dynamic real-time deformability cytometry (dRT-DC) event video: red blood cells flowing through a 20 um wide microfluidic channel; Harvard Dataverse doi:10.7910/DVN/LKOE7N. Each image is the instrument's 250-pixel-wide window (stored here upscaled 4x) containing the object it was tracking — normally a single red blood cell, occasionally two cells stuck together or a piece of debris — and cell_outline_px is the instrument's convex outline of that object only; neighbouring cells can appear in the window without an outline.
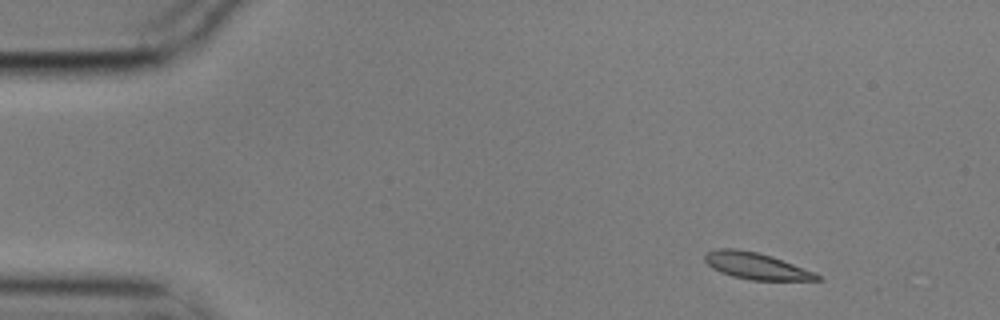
{"species": "common noctule bat (a hibernating species)", "species_latin": "Nyctalus noctula", "temperature_condition": "cold", "stored_images_in_passage": 4, "camera_frame_rate_fps": 3000, "um_per_image_px": 0.085, "animal": {"sex": "male", "body_mass_g": 17.9}, "frame": {"image": 1, "passage_image": 1, "time_ms": 0.0, "image_size_px": [1000, 320], "cell_outline_px": [[824, 280], [752, 280], [732, 276], [720, 272], [712, 268], [704, 260], [704, 256], [708, 252], [716, 248], [736, 248], [756, 252], [772, 256], [824, 276]], "centroid_in_image_um": [64.28, 22.6], "position_along_channel_um": 20.7, "area_um2": 17.4}}
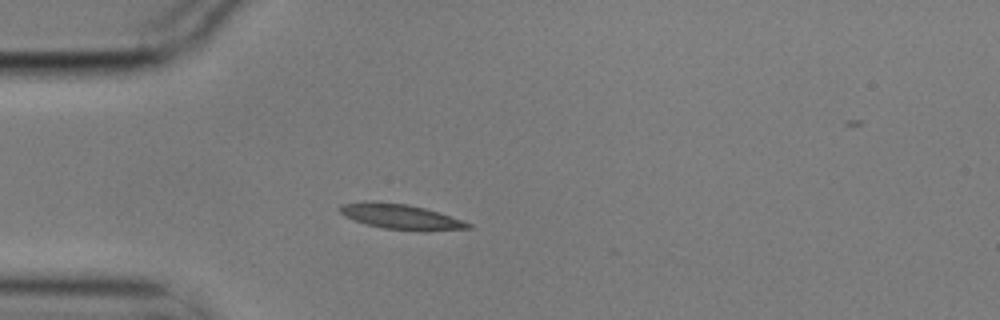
{"frame": {"image": 2, "passage_image": 3, "time_ms": 0.667, "image_size_px": [1000, 320], "cell_outline_px": [[472, 228], [420, 232], [384, 228], [368, 224], [344, 216], [336, 208], [340, 204], [364, 200], [372, 200], [408, 204], [424, 208], [472, 224]], "centroid_in_image_um": [33.99, 18.4], "position_along_channel_um": 51.0, "area_um2": 18.96}}